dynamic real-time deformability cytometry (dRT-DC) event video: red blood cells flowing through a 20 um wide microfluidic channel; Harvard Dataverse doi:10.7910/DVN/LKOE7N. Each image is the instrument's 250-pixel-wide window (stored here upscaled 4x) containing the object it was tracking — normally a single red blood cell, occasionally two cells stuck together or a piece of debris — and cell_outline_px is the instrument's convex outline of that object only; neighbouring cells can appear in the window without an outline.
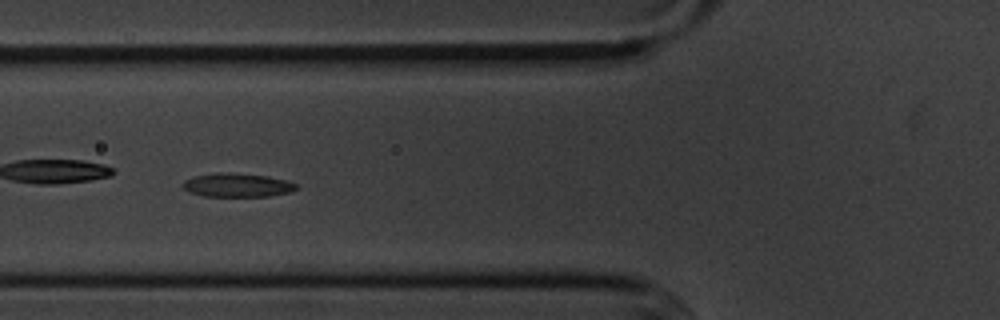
{"species": "common noctule bat (a hibernating species)", "species_latin": "Nyctalus noctula", "temperature_condition": "cold", "stored_images_in_passage": 56, "camera_frame_rate_fps": 3000, "um_per_image_px": 0.085, "animal": {"sex": "male", "body_mass_g": 20.1, "forearm_length_mm": 53.5}, "frame": {"image": 1, "passage_image": 22, "time_ms": 7.0, "image_size_px": [1000, 320], "cell_outline_px": [[296, 188], [292, 192], [268, 196], [204, 196], [188, 192], [180, 184], [184, 180], [196, 176], [216, 172], [232, 172], [268, 176], [284, 180], [296, 184]], "centroid_in_image_um": [20.12, 15.73], "position_along_channel_um": 105.7, "area_um2": 15.72}}
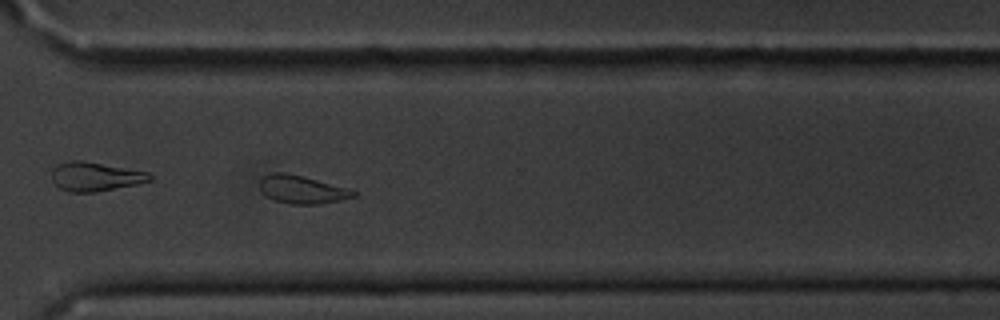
{"frame": {"image": 2, "passage_image": 42, "time_ms": 13.667, "image_size_px": [1000, 320], "cell_outline_px": [[356, 196], [340, 200], [320, 204], [292, 204], [276, 200], [268, 196], [260, 188], [260, 180], [264, 176], [272, 172], [284, 172], [304, 176], [344, 188], [356, 192]], "centroid_in_image_um": [25.64, 16.1], "position_along_channel_um": 345.0, "area_um2": 14.91}}
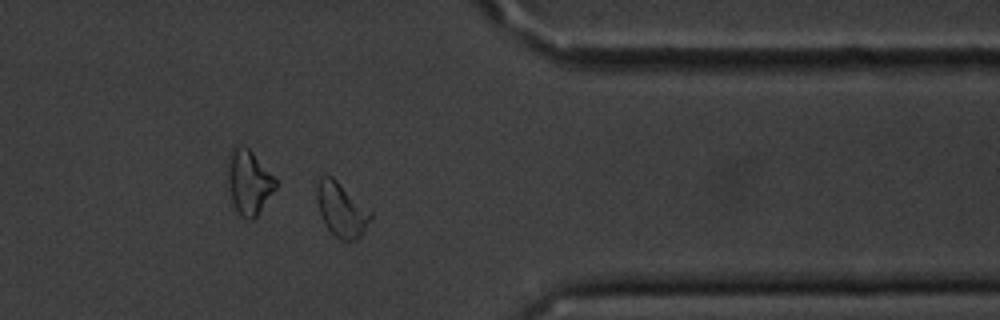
{"frame": {"image": 3, "passage_image": 46, "time_ms": 15.0, "image_size_px": [1000, 320], "cell_outline_px": [[372, 216], [360, 236], [356, 240], [340, 240], [324, 224], [320, 212], [316, 196], [316, 184], [320, 176], [332, 176], [372, 212]], "centroid_in_image_um": [29.0, 17.81], "position_along_channel_um": 382.4, "area_um2": 16.7}, "authors_computed_cell_mechanics": {"area_um2": 15.8372, "velocity_mm_per_s": 3.5873, "shape_relaxation_time_tau1_ms": 2.8585, "shape_relaxation_time_tau2_ms": 2.9777, "deformation_change_tau1": 0.126, "deformation_change_tau2": 0.0927}}